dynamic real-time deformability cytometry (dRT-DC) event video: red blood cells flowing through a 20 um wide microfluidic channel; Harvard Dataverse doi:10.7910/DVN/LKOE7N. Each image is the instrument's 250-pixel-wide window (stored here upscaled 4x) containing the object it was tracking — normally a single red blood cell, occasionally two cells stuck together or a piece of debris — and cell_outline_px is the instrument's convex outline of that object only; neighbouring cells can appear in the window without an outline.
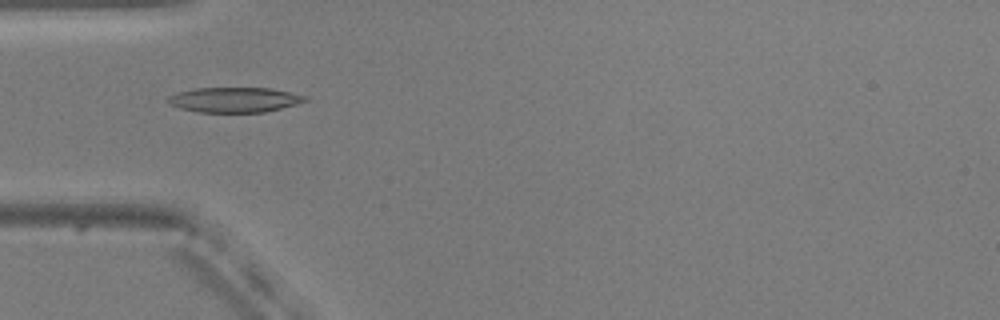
{"species": "common noctule bat (a hibernating species)", "species_latin": "Nyctalus noctula", "temperature_condition": "warm", "stored_images_in_passage": 54, "camera_frame_rate_fps": 3000, "um_per_image_px": 0.085, "animal": {"sex": "male", "body_mass_g": 20.5, "forearm_length_mm": 52.5}, "frame": {"image": 1, "passage_image": 17, "time_ms": 5.333, "image_size_px": [1000, 320], "cell_outline_px": [[308, 100], [296, 104], [264, 112], [196, 112], [180, 108], [168, 104], [164, 100], [168, 96], [180, 92], [196, 88], [272, 88], [308, 96]], "centroid_in_image_um": [19.91, 8.48], "position_along_channel_um": 65.1, "area_um2": 20.06}}
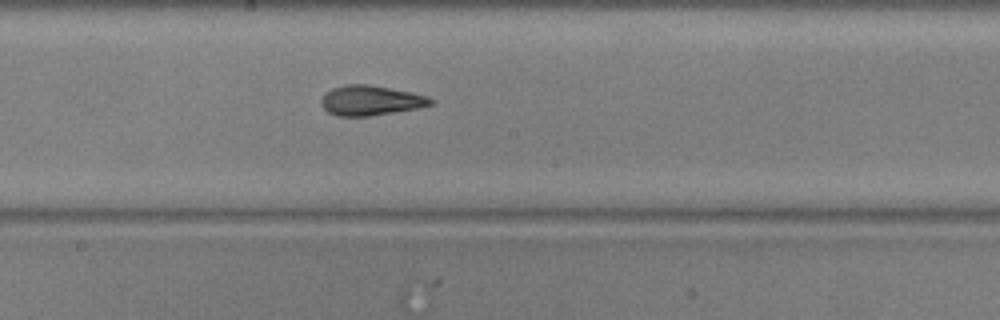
{"frame": {"image": 2, "passage_image": 29, "time_ms": 9.333, "image_size_px": [1000, 320], "cell_outline_px": [[436, 100], [432, 104], [420, 108], [368, 116], [336, 116], [328, 112], [320, 104], [320, 100], [324, 92], [332, 88], [344, 84], [368, 84], [412, 92], [428, 96]], "centroid_in_image_um": [31.5, 8.53], "position_along_channel_um": 216.7, "area_um2": 19.36}}
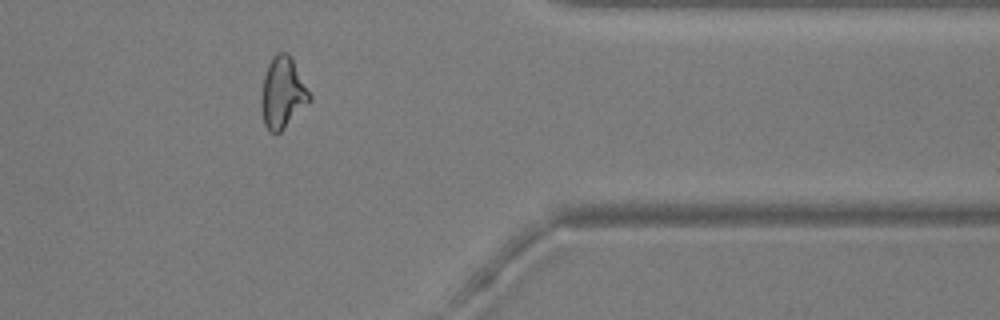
{"frame": {"image": 3, "passage_image": 44, "time_ms": 14.333, "image_size_px": [1000, 320], "cell_outline_px": [[312, 100], [276, 136], [268, 132], [264, 124], [260, 104], [260, 96], [264, 76], [268, 64], [272, 56], [280, 52], [288, 52], [312, 96]], "centroid_in_image_um": [24.0, 7.93], "position_along_channel_um": 387.4, "area_um2": 20.23}, "authors_computed_cell_mechanics": {"area_um2": 19.4786, "velocity_mm_per_s": 3.7724, "shape_relaxation_time_tau1_ms": 4.3277, "shape_relaxation_time_tau2_ms": 2.3443, "deformation_change_tau1": 0.1758, "deformation_change_tau2": 0.1044}}